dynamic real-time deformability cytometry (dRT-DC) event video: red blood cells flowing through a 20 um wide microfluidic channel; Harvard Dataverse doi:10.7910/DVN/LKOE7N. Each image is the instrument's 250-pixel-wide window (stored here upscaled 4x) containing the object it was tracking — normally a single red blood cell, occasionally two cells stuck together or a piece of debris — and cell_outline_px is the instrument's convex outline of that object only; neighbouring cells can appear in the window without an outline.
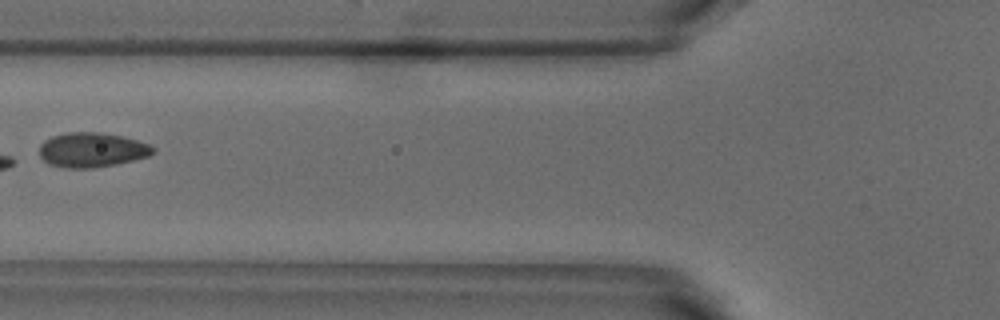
{"species": "common noctule bat (a hibernating species)", "species_latin": "Nyctalus noctula", "temperature_condition": "warm", "stored_images_in_passage": 4, "camera_frame_rate_fps": 3000, "um_per_image_px": 0.085, "animal": {"sex": "male", "body_mass_g": 18.8}, "frame": {"image": 1, "passage_image": 4, "time_ms": 1.0, "image_size_px": [1000, 320], "cell_outline_px": [[156, 152], [148, 156], [116, 164], [92, 168], [64, 168], [48, 164], [40, 156], [40, 144], [44, 140], [52, 136], [64, 132], [100, 132], [120, 136], [136, 140], [148, 144], [156, 148]], "centroid_in_image_um": [7.79, 12.74], "position_along_channel_um": 118.0, "area_um2": 23.0}}